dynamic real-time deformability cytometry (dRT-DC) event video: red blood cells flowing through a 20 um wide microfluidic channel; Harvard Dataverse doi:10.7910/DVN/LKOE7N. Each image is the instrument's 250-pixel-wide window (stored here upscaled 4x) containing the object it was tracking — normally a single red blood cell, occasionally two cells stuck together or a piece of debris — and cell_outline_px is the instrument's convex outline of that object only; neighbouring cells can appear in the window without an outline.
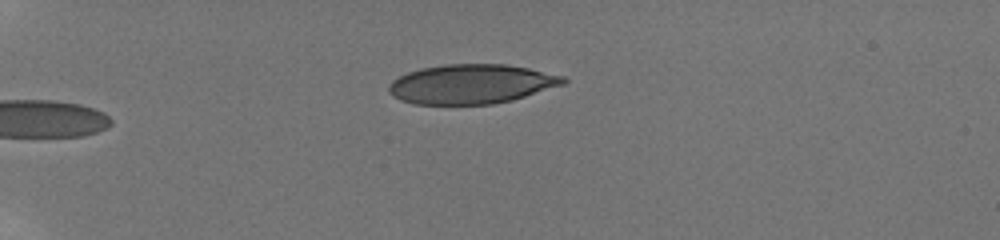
{"species": "human", "species_latin": "Homo sapiens", "temperature_condition": "room temperature", "stored_images_in_passage": 5, "camera_frame_rate_fps": 3000, "um_per_image_px": 0.085, "donor": {"sex": "male"}, "frame": {"image": 1, "passage_image": 1, "time_ms": 0.0, "image_size_px": [1000, 240], "cell_outline_px": [[568, 80], [564, 84], [512, 100], [492, 104], [416, 104], [400, 100], [392, 96], [388, 92], [388, 84], [392, 80], [408, 72], [420, 68], [448, 64], [508, 64], [528, 68], [564, 76]], "centroid_in_image_um": [40.04, 7.14], "position_along_channel_um": 45.0, "area_um2": 40.11}}